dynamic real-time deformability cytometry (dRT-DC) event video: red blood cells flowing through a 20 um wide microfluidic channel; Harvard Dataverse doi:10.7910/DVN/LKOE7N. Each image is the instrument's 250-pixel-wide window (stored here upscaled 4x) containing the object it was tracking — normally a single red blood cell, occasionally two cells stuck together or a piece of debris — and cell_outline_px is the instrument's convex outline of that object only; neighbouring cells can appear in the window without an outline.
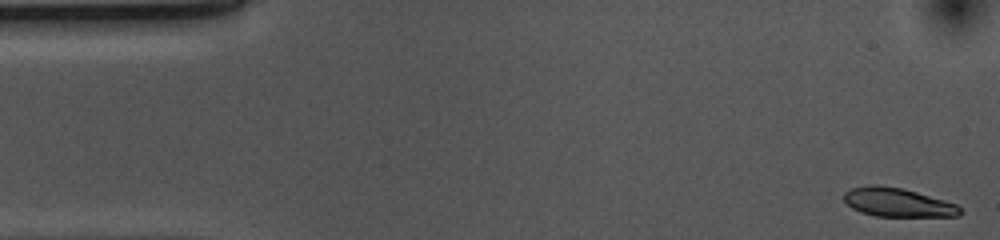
{"species": "common noctule bat (a hibernating species)", "species_latin": "Nyctalus noctula", "temperature_condition": "cold", "stored_images_in_passage": 52, "camera_frame_rate_fps": 3000, "um_per_image_px": 0.085, "animal": {"sex": "female", "body_mass_g": 10.0, "forearm_length_mm": 53.1}, "frame": {"image": 1, "passage_image": 1, "time_ms": 0.0, "image_size_px": [1000, 240], "cell_outline_px": [[960, 216], [876, 216], [860, 212], [852, 208], [844, 200], [844, 192], [852, 188], [872, 184], [876, 184], [900, 188], [916, 192], [944, 200], [956, 204], [960, 208]], "centroid_in_image_um": [76.27, 17.2], "position_along_channel_um": 8.7, "area_um2": 19.25}}
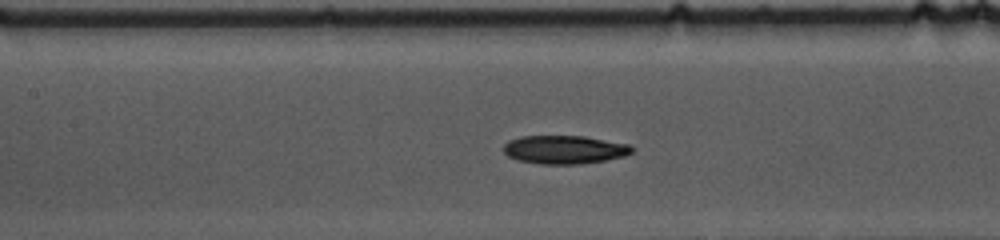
{"frame": {"image": 2, "passage_image": 22, "time_ms": 7.0, "image_size_px": [1000, 240], "cell_outline_px": [[632, 152], [624, 156], [584, 164], [540, 164], [520, 160], [508, 156], [504, 152], [504, 144], [508, 140], [524, 136], [584, 136], [628, 144], [632, 148]], "centroid_in_image_um": [47.97, 12.72], "position_along_channel_um": 159.4, "area_um2": 21.1}}
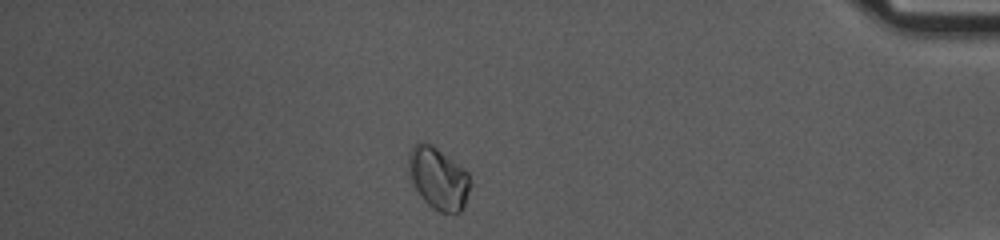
{"frame": {"image": 3, "passage_image": 45, "time_ms": 14.667, "image_size_px": [1000, 240], "cell_outline_px": [[472, 184], [464, 208], [460, 212], [440, 212], [432, 208], [420, 196], [408, 176], [408, 152], [420, 140], [424, 140], [432, 144], [468, 172]], "centroid_in_image_um": [37.25, 15.15], "position_along_channel_um": 397.9, "area_um2": 22.66}}